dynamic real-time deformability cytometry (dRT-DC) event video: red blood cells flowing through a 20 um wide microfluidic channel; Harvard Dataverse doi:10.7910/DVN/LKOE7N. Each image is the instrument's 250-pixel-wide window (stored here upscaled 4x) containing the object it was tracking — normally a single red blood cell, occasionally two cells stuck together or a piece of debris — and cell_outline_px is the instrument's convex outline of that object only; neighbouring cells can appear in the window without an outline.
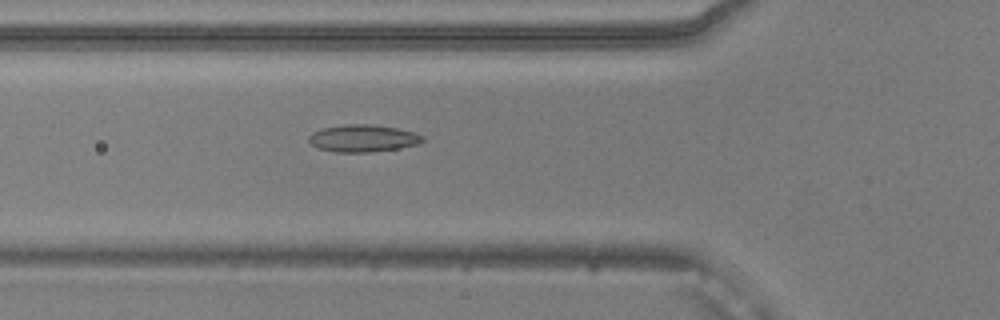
{"species": "common noctule bat (a hibernating species)", "species_latin": "Nyctalus noctula", "temperature_condition": "warm", "stored_images_in_passage": 52, "camera_frame_rate_fps": 3000, "um_per_image_px": 0.085, "animal": {"sex": "male", "body_mass_g": 20.5, "forearm_length_mm": 52.5}, "frame": {"image": 1, "passage_image": 18, "time_ms": 5.667, "image_size_px": [1000, 320], "cell_outline_px": [[424, 140], [416, 144], [396, 148], [368, 152], [336, 152], [316, 148], [308, 140], [308, 136], [312, 132], [324, 128], [344, 124], [372, 124], [396, 128], [412, 132], [424, 136]], "centroid_in_image_um": [30.8, 11.75], "position_along_channel_um": 95.0, "area_um2": 17.86}}
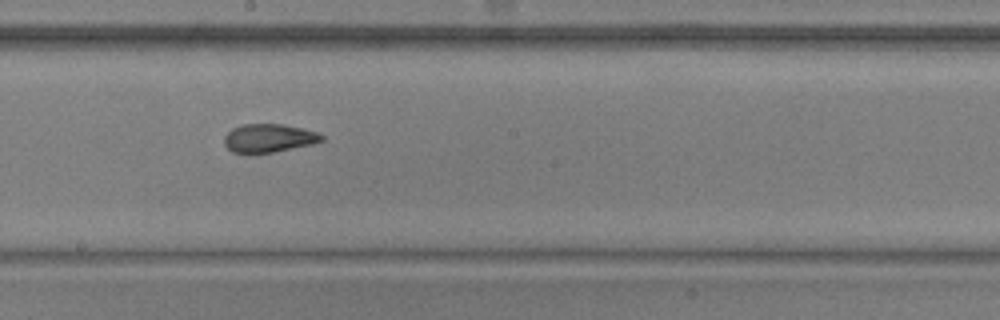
{"frame": {"image": 2, "passage_image": 28, "time_ms": 9.0, "image_size_px": [1000, 320], "cell_outline_px": [[324, 140], [312, 144], [272, 152], [232, 152], [224, 144], [224, 136], [232, 128], [244, 124], [284, 124], [316, 132], [324, 136]], "centroid_in_image_um": [22.84, 11.72], "position_along_channel_um": 225.4, "area_um2": 15.84}}
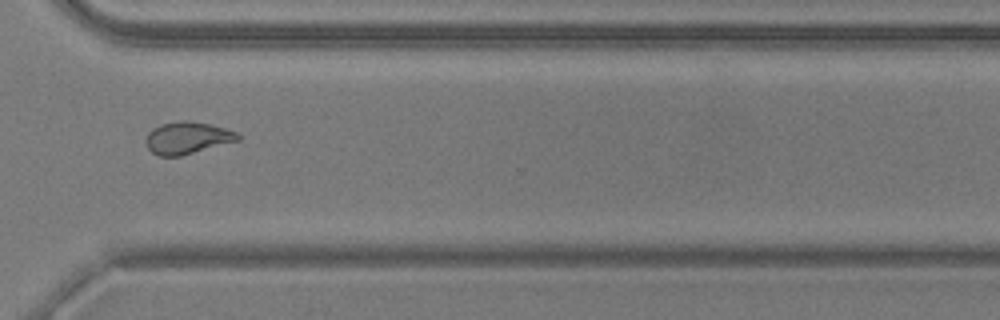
{"frame": {"image": 3, "passage_image": 38, "time_ms": 12.333, "image_size_px": [1000, 320], "cell_outline_px": [[240, 140], [180, 156], [160, 156], [152, 152], [148, 148], [148, 132], [152, 128], [160, 124], [180, 120], [188, 120], [212, 124], [236, 132], [240, 136]], "centroid_in_image_um": [15.95, 11.7], "position_along_channel_um": 354.7, "area_um2": 17.11}, "authors_computed_cell_mechanics": {"area_um2": 17.7735, "velocity_mm_per_s": 3.8872, "shape_relaxation_time_tau1_ms": null, "shape_relaxation_time_tau2_ms": 1.4669, "deformation_change_tau1": null, "deformation_change_tau2": 0.0701}}